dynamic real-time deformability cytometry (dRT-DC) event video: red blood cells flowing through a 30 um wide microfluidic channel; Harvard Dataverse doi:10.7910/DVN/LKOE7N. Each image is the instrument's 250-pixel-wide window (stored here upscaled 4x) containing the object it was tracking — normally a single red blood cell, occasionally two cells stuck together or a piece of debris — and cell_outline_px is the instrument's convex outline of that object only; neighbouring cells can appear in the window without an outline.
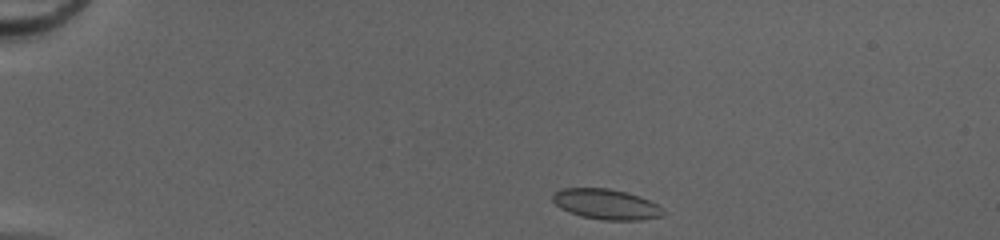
{"species": "common noctule bat (a hibernating species)", "species_latin": "Nyctalus noctula", "temperature_condition": "cold", "stored_images_in_passage": 41, "camera_frame_rate_fps": 3000, "um_per_image_px": 0.085, "animal": {"sex": "female", "body_mass_g": 20.0, "forearm_length_mm": 54.0}, "frame": {"image": 1, "passage_image": 1, "time_ms": 0.0, "image_size_px": [1000, 240], "cell_outline_px": [[664, 212], [660, 216], [640, 220], [600, 220], [580, 216], [568, 212], [560, 208], [552, 200], [552, 192], [560, 188], [608, 188], [640, 196], [656, 204]], "centroid_in_image_um": [51.44, 17.35], "position_along_channel_um": 33.6, "area_um2": 19.54}}
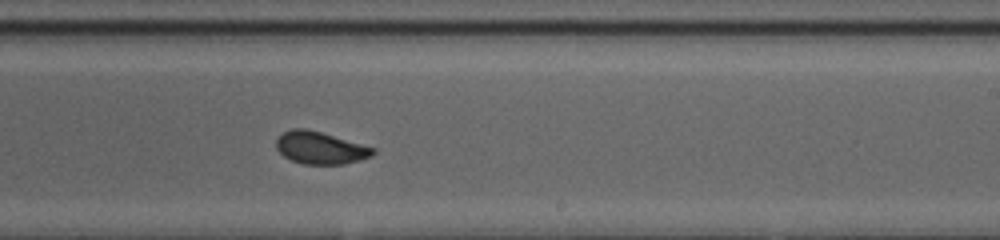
{"frame": {"image": 2, "passage_image": 23, "time_ms": 7.333, "image_size_px": [1000, 240], "cell_outline_px": [[376, 152], [372, 156], [360, 160], [344, 164], [304, 164], [292, 160], [284, 156], [276, 148], [276, 140], [284, 132], [292, 128], [304, 128], [320, 132], [376, 148]], "centroid_in_image_um": [27.24, 12.57], "position_along_channel_um": 261.8, "area_um2": 18.09}}
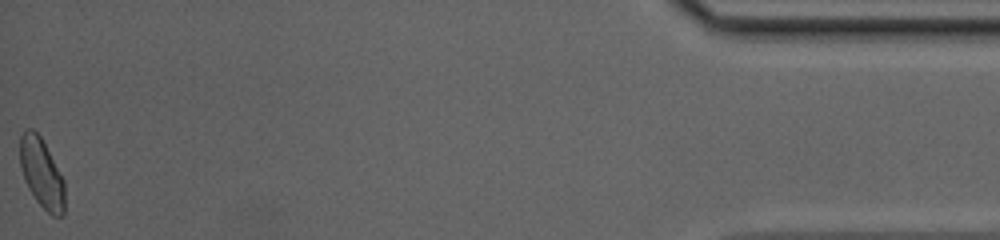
{"frame": {"image": 3, "passage_image": 41, "time_ms": 13.333, "image_size_px": [1000, 240], "cell_outline_px": [[64, 216], [52, 216], [36, 200], [28, 188], [24, 180], [20, 164], [20, 136], [24, 128], [32, 128], [40, 136], [64, 180]], "centroid_in_image_um": [3.52, 14.72], "position_along_channel_um": 431.7, "area_um2": 18.03}, "authors_computed_cell_mechanics": {"area_um2": 18.4382, "velocity_mm_per_s": 4.1883, "shape_relaxation_time_tau1_ms": 6.4276, "shape_relaxation_time_tau2_ms": 0.5212, "deformation_change_tau1": 0.14, "deformation_change_tau2": 0.0352}}